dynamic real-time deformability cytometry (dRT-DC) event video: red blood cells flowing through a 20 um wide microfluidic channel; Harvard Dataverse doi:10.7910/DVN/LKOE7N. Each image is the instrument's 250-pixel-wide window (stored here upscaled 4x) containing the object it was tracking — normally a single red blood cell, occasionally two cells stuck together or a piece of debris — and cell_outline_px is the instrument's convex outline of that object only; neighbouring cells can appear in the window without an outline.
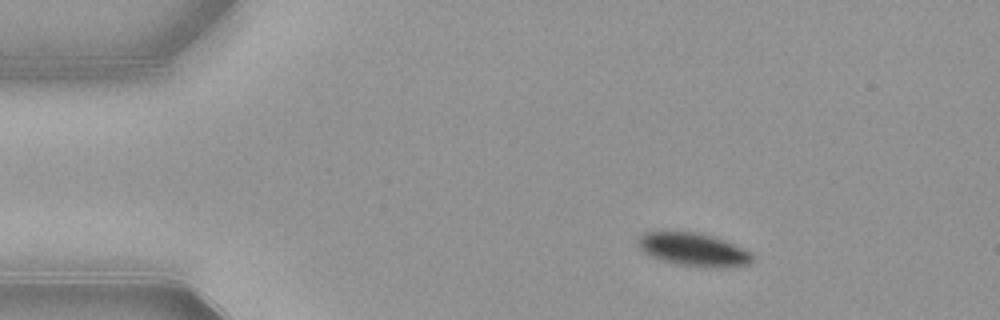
{"species": "common noctule bat (a hibernating species)", "species_latin": "Nyctalus noctula", "temperature_condition": "warm", "stored_images_in_passage": 46, "camera_frame_rate_fps": 3000, "um_per_image_px": 0.085, "animal": {"sex": "female", "body_mass_g": 21.9}, "frame": {"image": 1, "passage_image": 1, "time_ms": 0.0, "image_size_px": [1000, 320], "cell_outline_px": [[756, 256], [748, 264], [728, 268], [704, 268], [680, 264], [660, 260], [648, 256], [636, 244], [636, 240], [644, 232], [700, 232], [724, 240], [744, 248], [752, 252]], "centroid_in_image_um": [58.97, 21.23], "position_along_channel_um": 26.0, "area_um2": 22.48}}
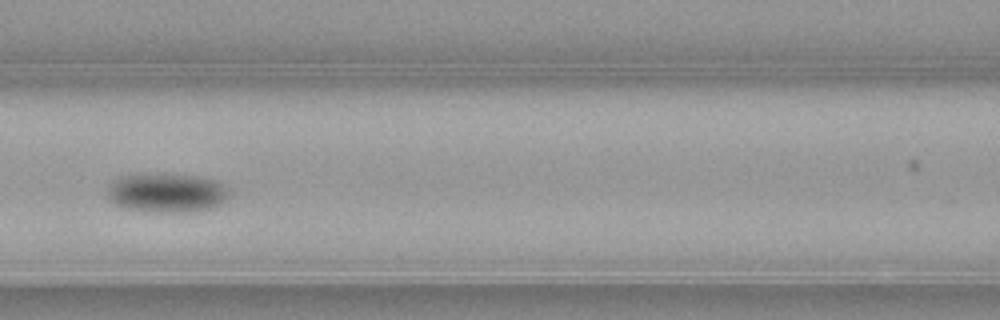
{"frame": {"image": 2, "passage_image": 16, "time_ms": 5.0, "image_size_px": [1000, 320], "cell_outline_px": [[232, 192], [220, 204], [212, 208], [188, 212], [160, 212], [128, 208], [116, 204], [108, 200], [108, 184], [120, 176], [136, 172], [200, 176], [216, 180], [224, 184]], "centroid_in_image_um": [14.18, 16.35], "position_along_channel_um": 152.4, "area_um2": 28.32}}
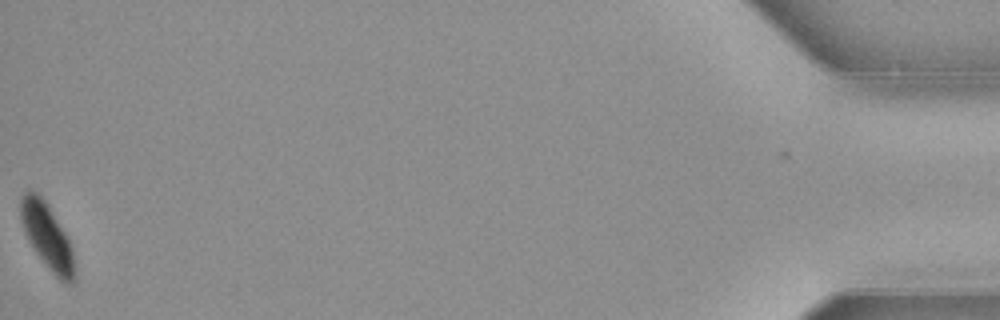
{"frame": {"image": 3, "passage_image": 46, "time_ms": 15.0, "image_size_px": [1000, 320], "cell_outline_px": [[72, 284], [68, 284], [60, 280], [52, 272], [36, 252], [28, 240], [24, 232], [20, 220], [20, 200], [24, 192], [28, 188], [36, 192], [44, 200], [64, 232], [72, 248]], "centroid_in_image_um": [3.93, 20.01], "position_along_channel_um": 431.3, "area_um2": 19.77}, "authors_computed_cell_mechanics": {"area_um2": 25.3164, "velocity_mm_per_s": 3.8497, "shape_relaxation_time_tau1_ms": 2.439, "shape_relaxation_time_tau2_ms": null, "deformation_change_tau1": 0.1082, "deformation_change_tau2": null}}